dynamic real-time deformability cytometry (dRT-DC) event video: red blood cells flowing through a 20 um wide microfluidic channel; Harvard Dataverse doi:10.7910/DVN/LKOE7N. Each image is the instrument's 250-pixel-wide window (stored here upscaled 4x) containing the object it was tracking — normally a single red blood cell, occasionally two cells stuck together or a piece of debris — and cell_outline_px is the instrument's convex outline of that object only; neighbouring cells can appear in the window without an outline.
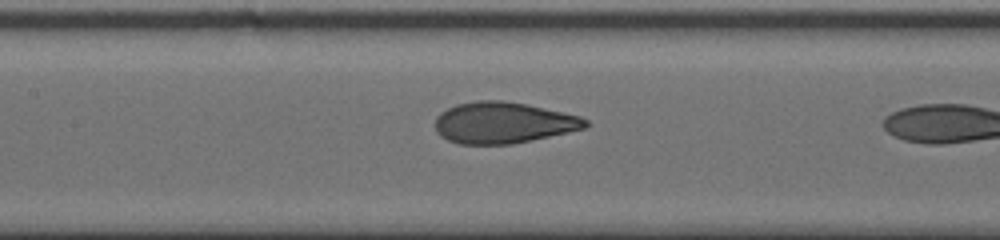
{"species": "human", "species_latin": "Homo sapiens", "temperature_condition": "cold", "stored_images_in_passage": 18, "camera_frame_rate_fps": 3000, "um_per_image_px": 0.085, "donor": {"sex": "male"}, "frame": {"image": 1, "passage_image": 8, "time_ms": 2.333, "image_size_px": [1000, 240], "cell_outline_px": [[588, 124], [584, 128], [568, 132], [532, 140], [512, 144], [460, 144], [448, 140], [440, 136], [436, 132], [436, 116], [440, 112], [456, 104], [476, 100], [500, 100], [524, 104], [580, 116], [588, 120]], "centroid_in_image_um": [42.73, 10.43], "position_along_channel_um": 164.7, "area_um2": 35.95}}
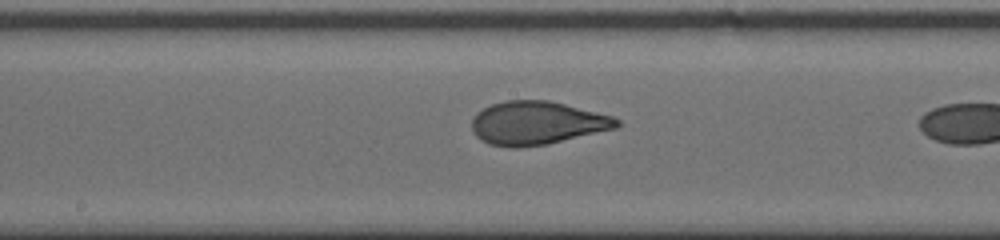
{"frame": {"image": 2, "passage_image": 11, "time_ms": 3.333, "image_size_px": [1000, 240], "cell_outline_px": [[620, 124], [616, 128], [548, 144], [516, 148], [512, 148], [488, 144], [480, 140], [472, 132], [472, 120], [476, 112], [492, 104], [504, 100], [548, 100], [612, 116], [620, 120]], "centroid_in_image_um": [45.6, 10.46], "position_along_channel_um": 202.6, "area_um2": 36.65}}